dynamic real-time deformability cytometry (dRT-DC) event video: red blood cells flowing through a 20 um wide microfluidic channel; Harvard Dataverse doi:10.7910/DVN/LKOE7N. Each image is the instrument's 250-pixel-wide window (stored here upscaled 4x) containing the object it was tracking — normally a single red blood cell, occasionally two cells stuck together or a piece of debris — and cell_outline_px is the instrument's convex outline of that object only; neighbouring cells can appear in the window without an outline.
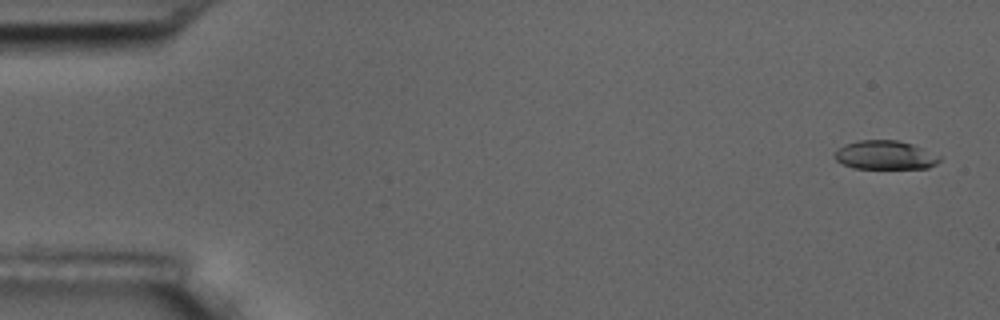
{"species": "common noctule bat (a hibernating species)", "species_latin": "Nyctalus noctula", "temperature_condition": "room temperature", "stored_images_in_passage": 5, "camera_frame_rate_fps": 3000, "um_per_image_px": 0.085, "animal": {"sex": "male", "body_mass_g": 17.5, "forearm_length_mm": 52.3}, "frame": {"image": 1, "passage_image": 1, "time_ms": 0.0, "image_size_px": [1000, 320], "cell_outline_px": [[940, 160], [936, 164], [928, 168], [852, 168], [836, 160], [832, 156], [844, 144], [860, 140], [896, 140], [912, 144], [940, 156]], "centroid_in_image_um": [75.22, 13.18], "position_along_channel_um": 9.8, "area_um2": 17.46}}